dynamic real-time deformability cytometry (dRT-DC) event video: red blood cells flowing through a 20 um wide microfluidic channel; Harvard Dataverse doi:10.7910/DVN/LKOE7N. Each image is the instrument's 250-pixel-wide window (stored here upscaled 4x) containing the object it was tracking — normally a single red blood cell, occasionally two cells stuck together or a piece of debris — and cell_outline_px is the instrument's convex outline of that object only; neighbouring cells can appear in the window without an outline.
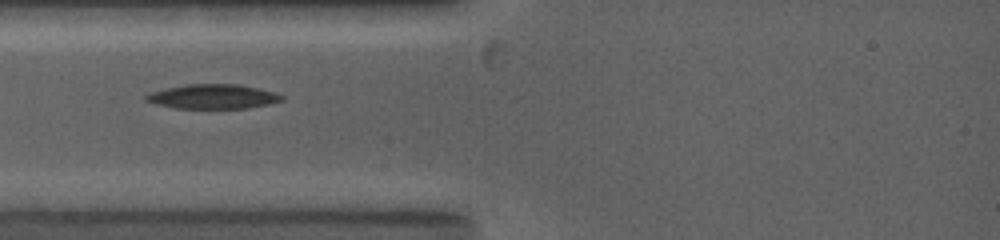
{"species": "common noctule bat (a hibernating species)", "species_latin": "Nyctalus noctula", "temperature_condition": "warm", "stored_images_in_passage": 38, "camera_frame_rate_fps": 5000, "um_per_image_px": 0.085, "animal": {"sex": "female", "body_mass_g": 19.0, "forearm_length_mm": 53.3}, "frame": {"image": 1, "passage_image": 1, "time_ms": 0.0, "image_size_px": [1000, 240], "cell_outline_px": [[284, 100], [268, 104], [248, 108], [172, 108], [156, 104], [144, 100], [144, 96], [152, 92], [184, 84], [236, 84], [276, 92], [284, 96]], "centroid_in_image_um": [18.1, 8.21], "position_along_channel_um": 66.9, "area_um2": 19.31}}
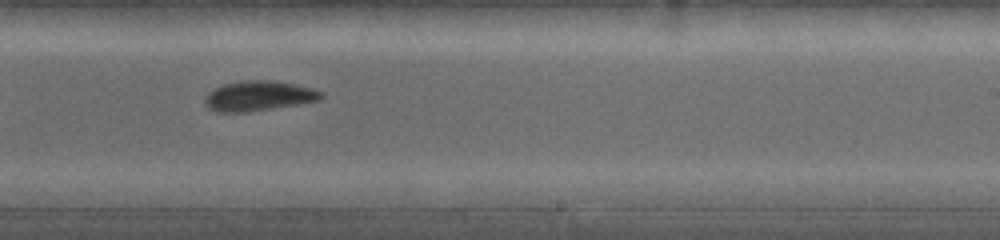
{"frame": {"image": 2, "passage_image": 17, "time_ms": 5.0, "image_size_px": [1000, 240], "cell_outline_px": [[324, 96], [320, 100], [248, 112], [216, 112], [208, 108], [204, 100], [208, 92], [224, 84], [244, 80], [268, 80], [292, 84], [312, 88], [324, 92]], "centroid_in_image_um": [21.98, 8.16], "position_along_channel_um": 267.0, "area_um2": 20.11}}